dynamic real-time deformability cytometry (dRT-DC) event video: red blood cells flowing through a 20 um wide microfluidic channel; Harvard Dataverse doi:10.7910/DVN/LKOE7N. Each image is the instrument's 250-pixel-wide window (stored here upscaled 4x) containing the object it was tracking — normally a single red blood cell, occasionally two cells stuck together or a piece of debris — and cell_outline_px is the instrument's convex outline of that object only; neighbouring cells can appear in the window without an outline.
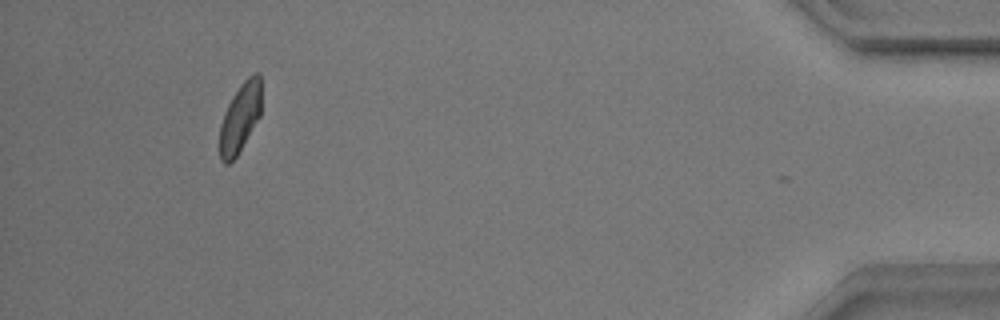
{"species": "common noctule bat (a hibernating species)", "species_latin": "Nyctalus noctula", "temperature_condition": "warm", "stored_images_in_passage": 55, "camera_frame_rate_fps": 3000, "um_per_image_px": 0.085, "animal": {"sex": "male", "body_mass_g": 17.9}, "frame": {"image": 1, "passage_image": 54, "time_ms": 17.667, "image_size_px": [1000, 320], "cell_outline_px": [[260, 116], [236, 156], [228, 164], [224, 164], [220, 160], [220, 124], [224, 112], [232, 96], [240, 84], [252, 72], [260, 72]], "centroid_in_image_um": [20.4, 9.97], "position_along_channel_um": 414.8, "area_um2": 16.7}, "authors_computed_cell_mechanics": {"area_um2": 17.8024, "velocity_mm_per_s": 3.5208, "shape_relaxation_time_tau1_ms": 6.5713, "shape_relaxation_time_tau2_ms": 1.3348, "deformation_change_tau1": 0.1718, "deformation_change_tau2": 0.0657}}